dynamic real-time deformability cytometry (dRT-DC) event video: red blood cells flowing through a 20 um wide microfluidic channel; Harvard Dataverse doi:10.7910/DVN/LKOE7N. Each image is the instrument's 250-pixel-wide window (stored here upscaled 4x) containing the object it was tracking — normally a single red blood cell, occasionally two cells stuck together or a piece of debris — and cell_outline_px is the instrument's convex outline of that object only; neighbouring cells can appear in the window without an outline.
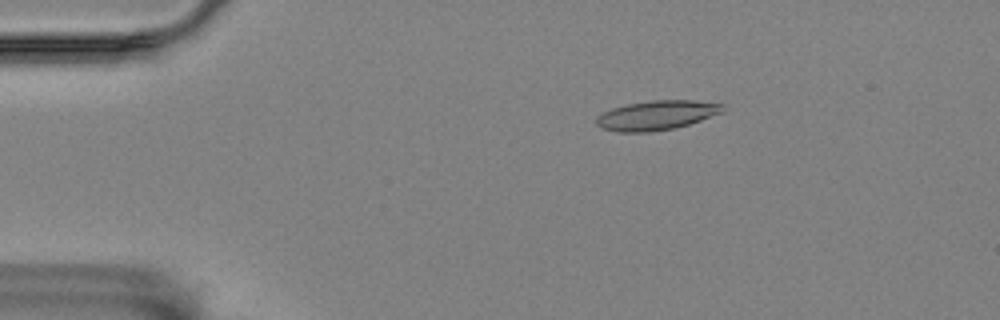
{"species": "Egyptian fruit bat (a non-hibernating species)", "species_latin": "Rousettus aegyptiacus", "temperature_condition": "room temperature", "stored_images_in_passage": 42, "camera_frame_rate_fps": 3000, "um_per_image_px": 0.085, "animal": {"sex": "female"}, "frame": {"image": 1, "passage_image": 8, "time_ms": 2.333, "image_size_px": [1000, 320], "cell_outline_px": [[724, 112], [676, 128], [648, 132], [616, 132], [604, 128], [596, 124], [596, 116], [612, 108], [628, 104], [652, 100], [692, 100], [724, 104]], "centroid_in_image_um": [55.82, 9.8], "position_along_channel_um": 29.2, "area_um2": 21.62}}
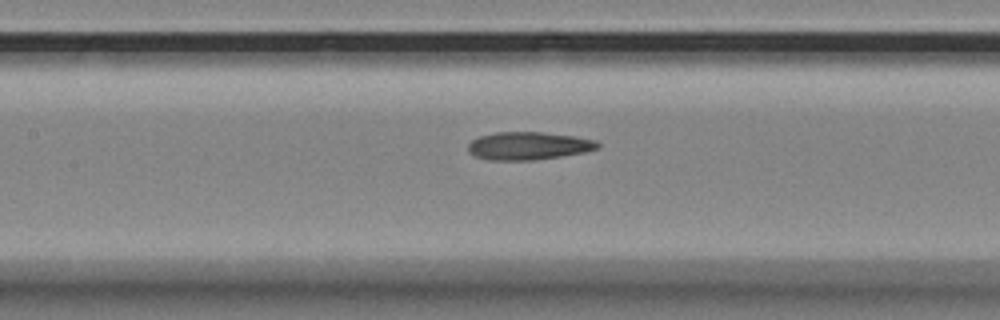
{"frame": {"image": 2, "passage_image": 24, "time_ms": 7.667, "image_size_px": [1000, 320], "cell_outline_px": [[600, 148], [584, 152], [560, 156], [532, 160], [488, 160], [476, 156], [468, 152], [468, 144], [472, 140], [480, 136], [496, 132], [544, 132], [576, 136], [596, 140], [600, 144]], "centroid_in_image_um": [44.93, 12.39], "position_along_channel_um": 162.5, "area_um2": 21.1}}
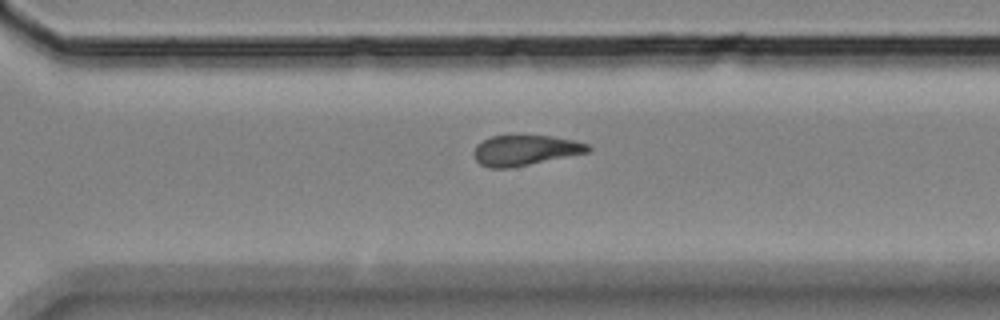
{"frame": {"image": 3, "passage_image": 38, "time_ms": 12.333, "image_size_px": [1000, 320], "cell_outline_px": [[592, 148], [588, 152], [512, 168], [488, 168], [480, 164], [472, 156], [472, 152], [476, 144], [492, 136], [512, 132], [516, 132], [552, 136], [572, 140], [588, 144]], "centroid_in_image_um": [44.57, 12.73], "position_along_channel_um": 326.0, "area_um2": 21.1}}